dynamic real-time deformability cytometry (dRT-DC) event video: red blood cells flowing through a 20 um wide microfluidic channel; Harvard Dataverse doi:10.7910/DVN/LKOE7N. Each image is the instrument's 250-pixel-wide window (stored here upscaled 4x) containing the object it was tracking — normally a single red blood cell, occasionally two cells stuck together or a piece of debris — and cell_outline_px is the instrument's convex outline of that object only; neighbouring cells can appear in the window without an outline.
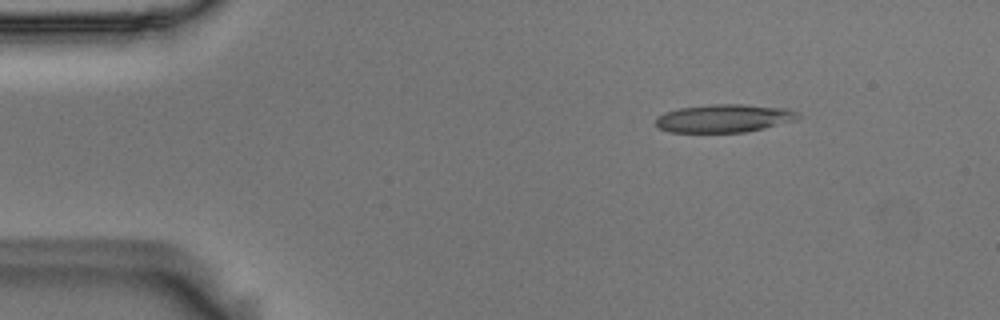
{"species": "Egyptian fruit bat (a non-hibernating species)", "species_latin": "Rousettus aegyptiacus", "temperature_condition": "room temperature", "stored_images_in_passage": 4, "camera_frame_rate_fps": 3000, "um_per_image_px": 0.085, "animal": {"sex": "male"}, "frame": {"image": 1, "passage_image": 1, "time_ms": 0.0, "image_size_px": [1000, 320], "cell_outline_px": [[804, 116], [796, 120], [764, 128], [744, 132], [668, 132], [660, 128], [656, 124], [656, 116], [664, 112], [680, 108], [708, 104], [744, 104], [788, 108]], "centroid_in_image_um": [61.57, 10.05], "position_along_channel_um": 23.4, "area_um2": 23.47}}